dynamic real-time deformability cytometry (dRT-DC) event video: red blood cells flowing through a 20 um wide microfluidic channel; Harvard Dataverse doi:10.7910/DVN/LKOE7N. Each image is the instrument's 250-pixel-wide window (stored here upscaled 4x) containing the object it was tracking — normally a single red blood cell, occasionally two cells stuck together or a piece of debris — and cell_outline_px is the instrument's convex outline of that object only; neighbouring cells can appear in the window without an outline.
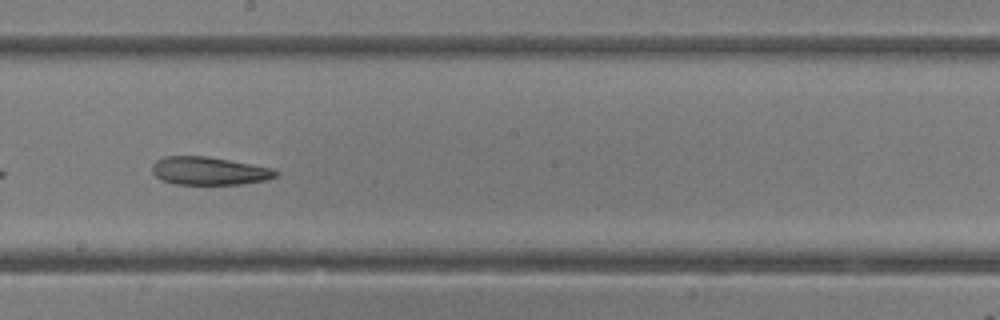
{"species": "common noctule bat (a hibernating species)", "species_latin": "Nyctalus noctula", "temperature_condition": "room temperature", "stored_images_in_passage": 27, "camera_frame_rate_fps": 3000, "um_per_image_px": 0.085, "animal": {"sex": "female"}, "frame": {"image": 1, "passage_image": 17, "time_ms": 5.333, "image_size_px": [1000, 320], "cell_outline_px": [[280, 172], [276, 176], [268, 180], [240, 184], [176, 184], [160, 180], [152, 172], [152, 164], [156, 160], [164, 156], [208, 156], [252, 164], [272, 168]], "centroid_in_image_um": [17.77, 14.52], "position_along_channel_um": 230.4, "area_um2": 20.35}}